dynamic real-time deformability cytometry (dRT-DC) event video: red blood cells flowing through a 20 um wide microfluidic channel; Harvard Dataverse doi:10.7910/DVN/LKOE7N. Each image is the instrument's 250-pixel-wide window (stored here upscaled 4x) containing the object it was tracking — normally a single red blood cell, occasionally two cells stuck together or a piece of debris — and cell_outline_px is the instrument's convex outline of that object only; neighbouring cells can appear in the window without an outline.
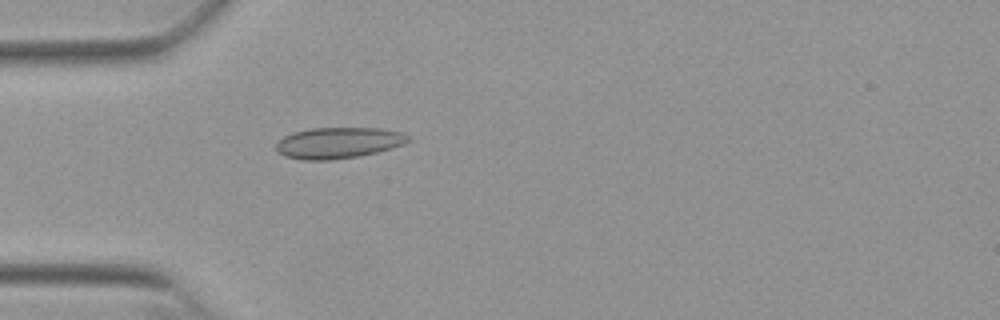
{"species": "Egyptian fruit bat (a non-hibernating species)", "species_latin": "Rousettus aegyptiacus", "temperature_condition": "warm", "stored_images_in_passage": 53, "camera_frame_rate_fps": 3000, "um_per_image_px": 0.085, "animal": {"sex": "female"}, "frame": {"image": 1, "passage_image": 16, "time_ms": 5.0, "image_size_px": [1000, 320], "cell_outline_px": [[412, 140], [404, 144], [376, 152], [356, 156], [328, 160], [300, 160], [284, 156], [276, 152], [276, 144], [284, 136], [292, 132], [308, 128], [380, 128], [404, 132], [412, 136]], "centroid_in_image_um": [28.77, 12.13], "position_along_channel_um": 56.2, "area_um2": 24.16}}
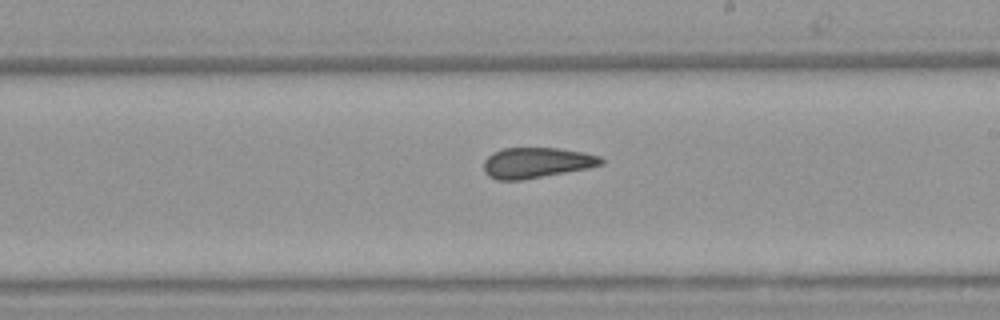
{"frame": {"image": 2, "passage_image": 31, "time_ms": 10.0, "image_size_px": [1000, 320], "cell_outline_px": [[604, 164], [588, 168], [520, 180], [496, 180], [488, 176], [484, 172], [484, 160], [492, 152], [504, 148], [560, 148], [584, 152], [600, 156], [604, 160]], "centroid_in_image_um": [45.6, 13.82], "position_along_channel_um": 243.4, "area_um2": 20.92}}
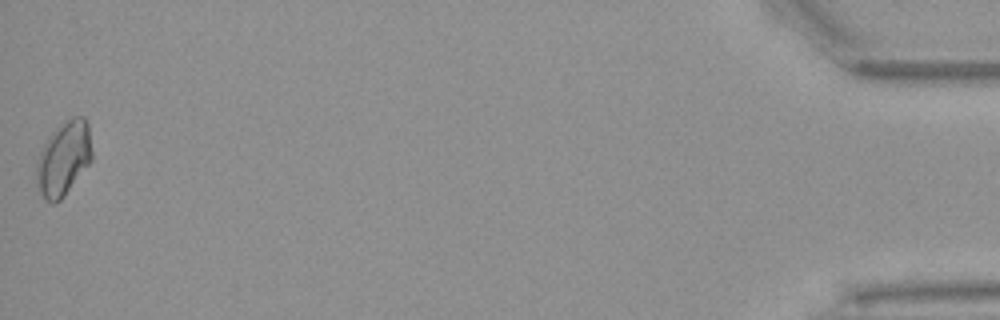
{"frame": {"image": 3, "passage_image": 53, "time_ms": 17.333, "image_size_px": [1000, 320], "cell_outline_px": [[92, 160], [60, 200], [52, 204], [40, 192], [36, 184], [36, 164], [40, 152], [48, 136], [52, 132], [72, 116], [84, 116], [88, 124], [92, 152]], "centroid_in_image_um": [5.41, 13.45], "position_along_channel_um": 429.8, "area_um2": 23.7}, "authors_computed_cell_mechanics": {"area_um2": 21.7328, "velocity_mm_per_s": 3.8593, "shape_relaxation_time_tau1_ms": null, "shape_relaxation_time_tau2_ms": 1.5148, "deformation_change_tau1": null, "deformation_change_tau2": 0.0627}}